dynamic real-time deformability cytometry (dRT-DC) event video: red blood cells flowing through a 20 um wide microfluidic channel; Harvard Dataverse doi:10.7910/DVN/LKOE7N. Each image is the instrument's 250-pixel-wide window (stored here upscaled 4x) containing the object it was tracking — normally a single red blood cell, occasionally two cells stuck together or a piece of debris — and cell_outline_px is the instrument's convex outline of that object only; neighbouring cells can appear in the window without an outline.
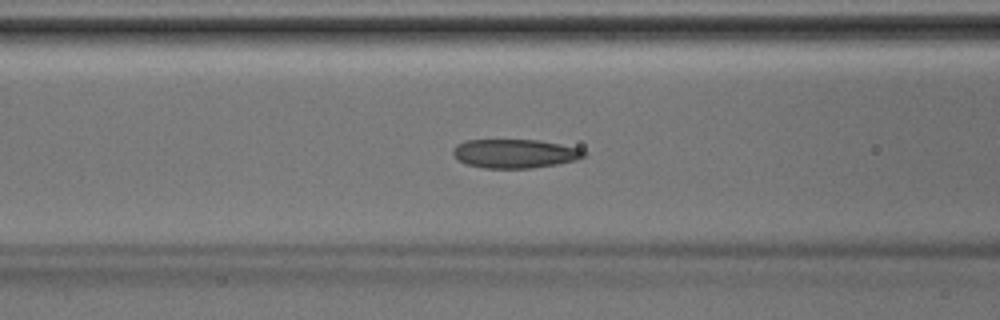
{"species": "Egyptian fruit bat (a non-hibernating species)", "species_latin": "Rousettus aegyptiacus", "temperature_condition": "room temperature", "stored_images_in_passage": 42, "camera_frame_rate_fps": 3000, "um_per_image_px": 0.085, "animal": {"sex": "male"}, "frame": {"image": 1, "passage_image": 17, "time_ms": 5.333, "image_size_px": [1000, 320], "cell_outline_px": [[588, 152], [584, 156], [576, 160], [556, 164], [532, 168], [484, 168], [468, 164], [460, 160], [452, 152], [452, 148], [456, 144], [464, 140], [540, 140], [580, 148]], "centroid_in_image_um": [43.78, 13.04], "position_along_channel_um": 122.8, "area_um2": 22.02}}
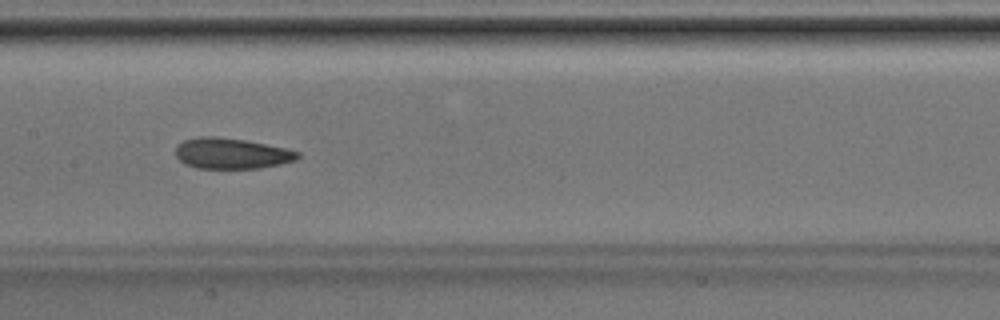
{"frame": {"image": 2, "passage_image": 21, "time_ms": 6.667, "image_size_px": [1000, 320], "cell_outline_px": [[300, 156], [296, 160], [280, 164], [260, 168], [196, 168], [184, 164], [176, 156], [176, 144], [184, 140], [200, 136], [216, 136], [244, 140], [284, 148], [300, 152]], "centroid_in_image_um": [19.65, 13.04], "position_along_channel_um": 187.8, "area_um2": 21.85}}
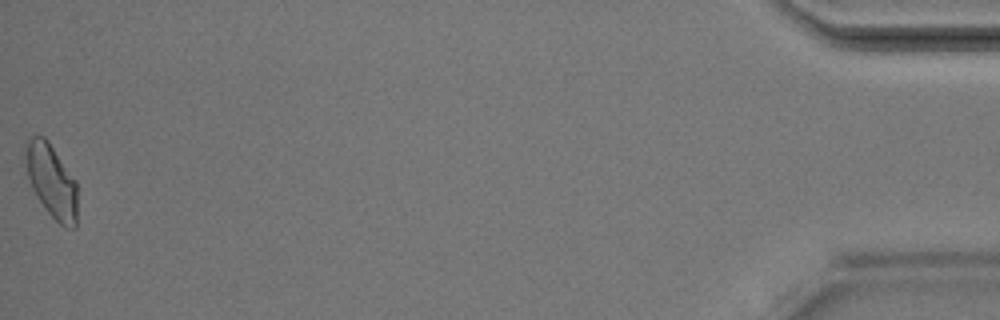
{"frame": {"image": 3, "passage_image": 42, "time_ms": 13.667, "image_size_px": [1000, 320], "cell_outline_px": [[76, 228], [64, 228], [44, 208], [36, 196], [32, 188], [28, 176], [24, 156], [24, 152], [28, 140], [32, 136], [44, 136], [48, 140], [76, 180]], "centroid_in_image_um": [4.37, 15.38], "position_along_channel_um": 430.8, "area_um2": 22.2}}